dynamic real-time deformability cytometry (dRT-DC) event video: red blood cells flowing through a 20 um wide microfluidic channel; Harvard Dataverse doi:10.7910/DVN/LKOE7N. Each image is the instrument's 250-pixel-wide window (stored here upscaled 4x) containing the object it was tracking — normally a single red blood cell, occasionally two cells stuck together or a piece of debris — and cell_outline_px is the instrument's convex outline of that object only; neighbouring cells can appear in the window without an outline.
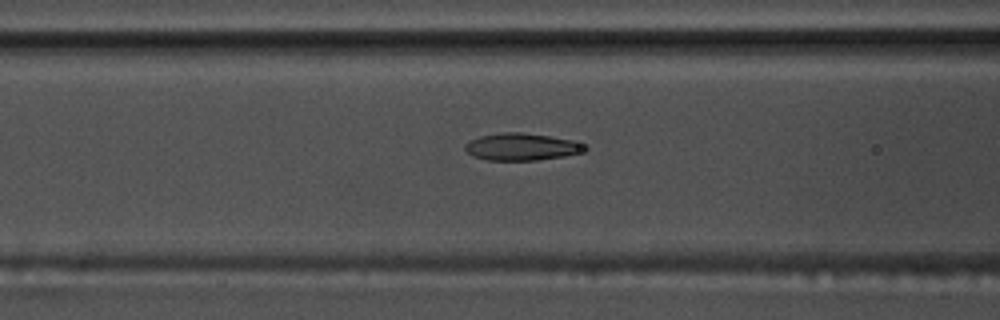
{"species": "common noctule bat (a hibernating species)", "species_latin": "Nyctalus noctula", "temperature_condition": "warm", "stored_images_in_passage": 56, "camera_frame_rate_fps": 3000, "um_per_image_px": 0.085, "animal": {"sex": "male", "body_mass_g": 17.5, "forearm_length_mm": 52.3}, "frame": {"image": 1, "passage_image": 23, "time_ms": 7.333, "image_size_px": [1000, 320], "cell_outline_px": [[588, 148], [584, 152], [564, 156], [536, 160], [488, 160], [472, 156], [464, 148], [464, 144], [480, 136], [504, 132], [520, 132], [548, 136], [572, 140]], "centroid_in_image_um": [44.32, 12.48], "position_along_channel_um": 122.3, "area_um2": 18.73}}
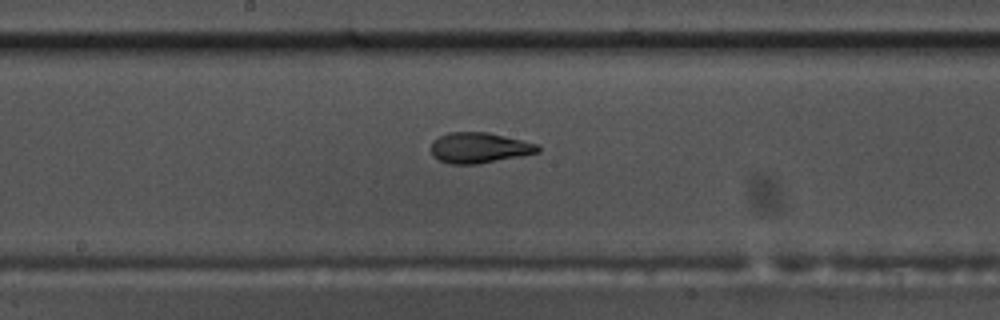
{"frame": {"image": 2, "passage_image": 30, "time_ms": 9.667, "image_size_px": [1000, 320], "cell_outline_px": [[540, 152], [480, 164], [448, 164], [432, 156], [432, 140], [448, 132], [488, 132], [536, 144], [540, 148]], "centroid_in_image_um": [40.7, 12.57], "position_along_channel_um": 207.5, "area_um2": 18.96}}
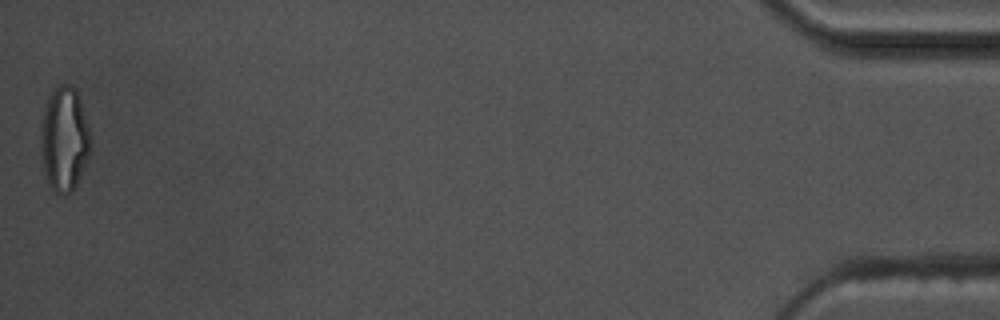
{"frame": {"image": 3, "passage_image": 56, "time_ms": 18.333, "image_size_px": [1000, 320], "cell_outline_px": [[92, 140], [88, 156], [76, 184], [72, 192], [56, 192], [52, 188], [44, 172], [40, 144], [40, 124], [44, 108], [52, 92], [60, 84], [72, 84], [76, 88], [80, 100]], "centroid_in_image_um": [5.46, 11.77], "position_along_channel_um": 429.7, "area_um2": 30.0}, "authors_computed_cell_mechanics": {"area_um2": 18.9873, "velocity_mm_per_s": 3.6614, "shape_relaxation_time_tau1_ms": 5.3507, "shape_relaxation_time_tau2_ms": 1.5021, "deformation_change_tau1": 0.1991, "deformation_change_tau2": 0.0954}}